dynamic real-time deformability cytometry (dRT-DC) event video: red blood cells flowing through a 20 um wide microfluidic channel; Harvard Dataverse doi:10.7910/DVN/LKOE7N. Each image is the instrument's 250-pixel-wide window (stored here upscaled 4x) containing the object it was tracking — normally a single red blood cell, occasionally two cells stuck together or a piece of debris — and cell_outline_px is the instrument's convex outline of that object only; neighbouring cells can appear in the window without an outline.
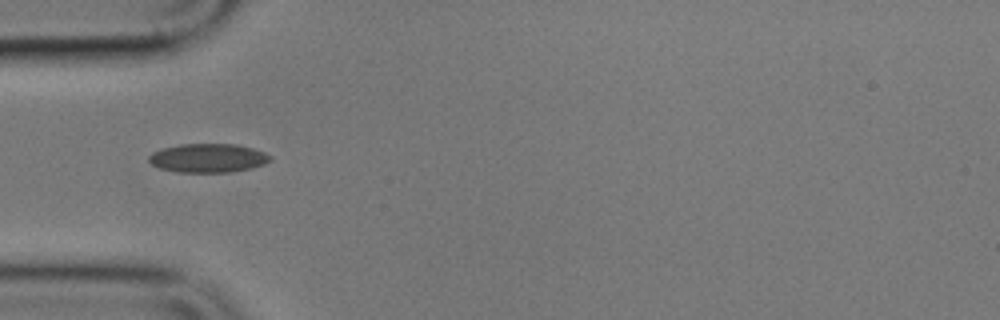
{"species": "common noctule bat (a hibernating species)", "species_latin": "Nyctalus noctula", "temperature_condition": "cold", "stored_images_in_passage": 5, "camera_frame_rate_fps": 3000, "um_per_image_px": 0.085, "animal": {"sex": "male", "body_mass_g": 17.9}, "frame": {"image": 1, "passage_image": 1, "time_ms": 0.0, "image_size_px": [1000, 320], "cell_outline_px": [[272, 160], [264, 164], [252, 168], [228, 172], [176, 172], [160, 168], [152, 164], [148, 160], [148, 156], [152, 152], [160, 148], [180, 144], [236, 144], [252, 148], [264, 152], [272, 156]], "centroid_in_image_um": [17.67, 13.43], "position_along_channel_um": 67.3, "area_um2": 20.52}}
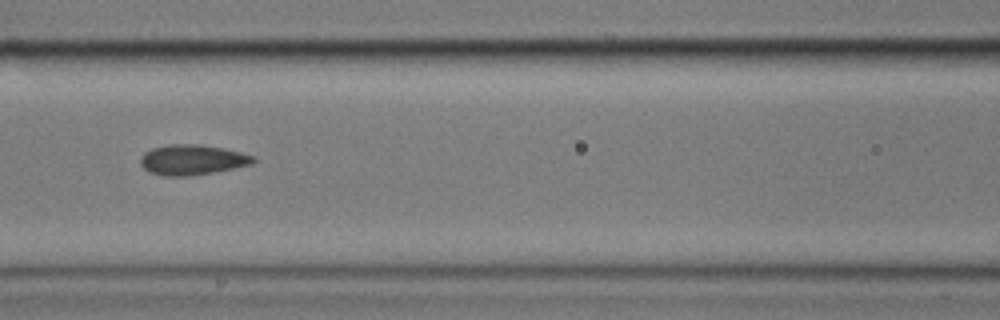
{"frame": {"image": 2, "passage_image": 3, "time_ms": 2.333, "image_size_px": [1000, 320], "cell_outline_px": [[256, 160], [252, 164], [192, 176], [164, 176], [148, 172], [140, 164], [140, 156], [144, 152], [152, 148], [168, 144], [200, 144], [224, 148], [256, 156]], "centroid_in_image_um": [16.32, 13.57], "position_along_channel_um": 150.3, "area_um2": 20.06}}
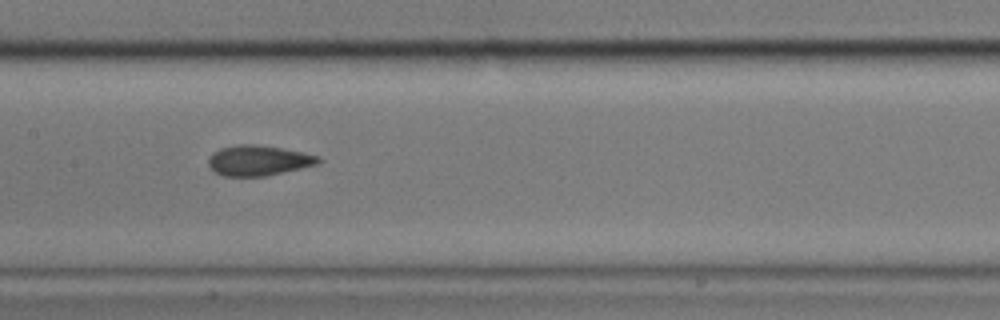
{"frame": {"image": 3, "passage_image": 4, "time_ms": 3.333, "image_size_px": [1000, 320], "cell_outline_px": [[324, 160], [320, 164], [268, 176], [224, 176], [216, 172], [208, 164], [208, 160], [212, 152], [220, 148], [236, 144], [256, 144], [304, 152], [320, 156]], "centroid_in_image_um": [22.03, 13.64], "position_along_channel_um": 185.4, "area_um2": 19.71}}